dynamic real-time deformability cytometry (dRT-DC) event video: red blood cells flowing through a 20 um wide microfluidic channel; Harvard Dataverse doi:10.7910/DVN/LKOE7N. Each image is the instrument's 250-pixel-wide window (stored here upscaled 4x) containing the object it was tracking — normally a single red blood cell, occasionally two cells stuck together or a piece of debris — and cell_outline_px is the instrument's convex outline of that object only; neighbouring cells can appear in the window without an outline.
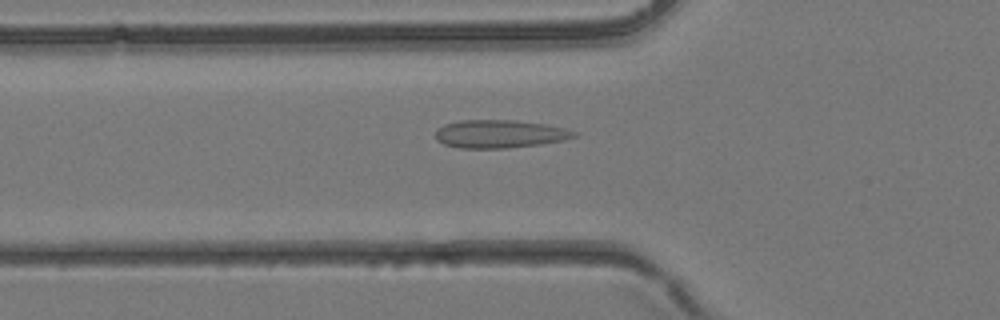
{"species": "common noctule bat (a hibernating species)", "species_latin": "Nyctalus noctula", "temperature_condition": "room temperature", "stored_images_in_passage": 24, "camera_frame_rate_fps": 3000, "um_per_image_px": 0.085, "animal": {"sex": "female", "body_mass_g": 24.6, "forearm_length_mm": 56.2}, "frame": {"image": 1, "passage_image": 14, "time_ms": 4.333, "image_size_px": [1000, 320], "cell_outline_px": [[580, 132], [576, 136], [564, 140], [540, 144], [508, 148], [460, 148], [444, 144], [436, 140], [436, 132], [444, 124], [460, 120], [516, 120], [544, 124], [564, 128]], "centroid_in_image_um": [42.49, 11.38], "position_along_channel_um": 83.3, "area_um2": 22.66}}
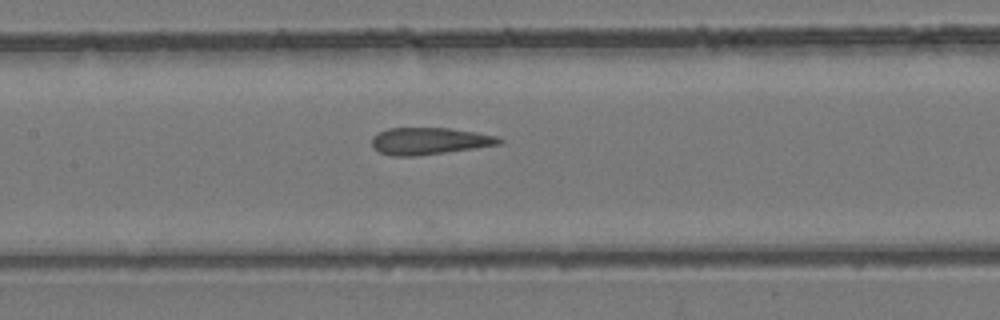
{"frame": {"image": 2, "passage_image": 19, "time_ms": 6.0, "image_size_px": [1000, 320], "cell_outline_px": [[504, 144], [476, 148], [416, 156], [392, 156], [380, 152], [372, 148], [372, 136], [388, 128], [448, 128], [496, 136], [504, 140]], "centroid_in_image_um": [36.49, 12.0], "position_along_channel_um": 170.9, "area_um2": 20.0}}
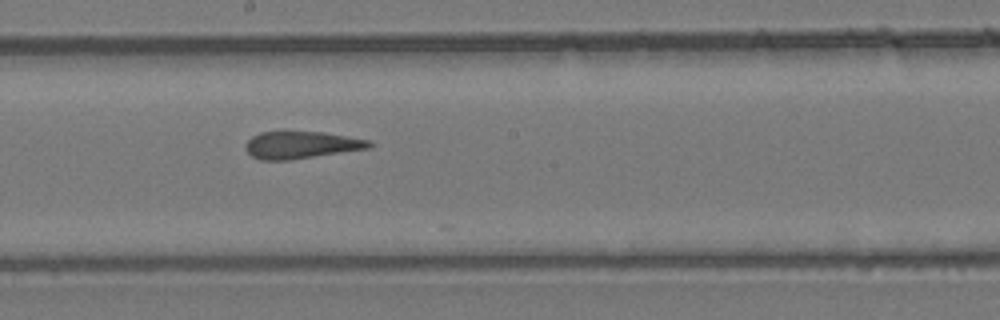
{"frame": {"image": 3, "passage_image": 22, "time_ms": 7.0, "image_size_px": [1000, 320], "cell_outline_px": [[376, 144], [372, 148], [292, 160], [260, 160], [252, 156], [244, 148], [244, 144], [252, 136], [260, 132], [284, 128], [324, 132], [372, 140]], "centroid_in_image_um": [25.62, 12.27], "position_along_channel_um": 222.6, "area_um2": 20.92}}